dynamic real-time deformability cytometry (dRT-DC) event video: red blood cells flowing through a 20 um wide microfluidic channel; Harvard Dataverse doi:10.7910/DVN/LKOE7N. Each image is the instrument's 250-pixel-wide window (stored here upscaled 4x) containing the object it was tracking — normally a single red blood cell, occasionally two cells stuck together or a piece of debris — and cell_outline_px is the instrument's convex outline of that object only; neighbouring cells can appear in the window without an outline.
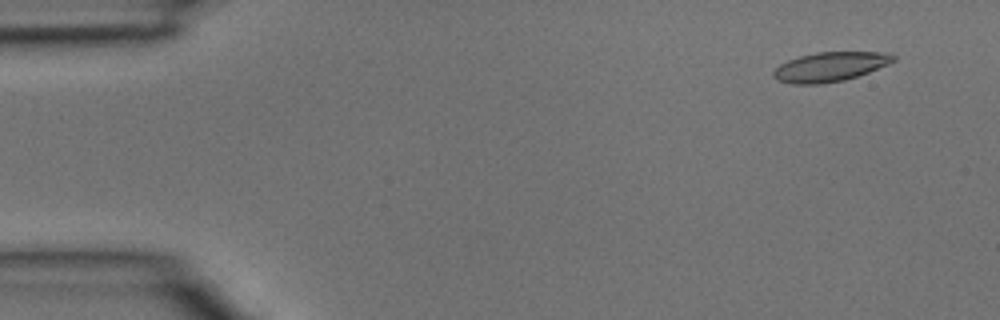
{"species": "common noctule bat (a hibernating species)", "species_latin": "Nyctalus noctula", "temperature_condition": "room temperature", "stored_images_in_passage": 3, "segment_of_instrument_passage": [2, 2], "camera_frame_rate_fps": 3000, "um_per_image_px": 0.085, "animal": {"sex": "male", "body_mass_g": 15.6}, "frame": {"image": 1, "passage_image": 3, "time_ms": 0.667, "image_size_px": [1000, 320], "cell_outline_px": [[896, 60], [888, 64], [868, 72], [844, 80], [820, 84], [792, 84], [776, 80], [772, 76], [772, 72], [780, 64], [788, 60], [800, 56], [816, 52], [892, 52], [896, 56]], "centroid_in_image_um": [70.55, 5.67], "position_along_channel_um": 14.4, "area_um2": 20.63}}